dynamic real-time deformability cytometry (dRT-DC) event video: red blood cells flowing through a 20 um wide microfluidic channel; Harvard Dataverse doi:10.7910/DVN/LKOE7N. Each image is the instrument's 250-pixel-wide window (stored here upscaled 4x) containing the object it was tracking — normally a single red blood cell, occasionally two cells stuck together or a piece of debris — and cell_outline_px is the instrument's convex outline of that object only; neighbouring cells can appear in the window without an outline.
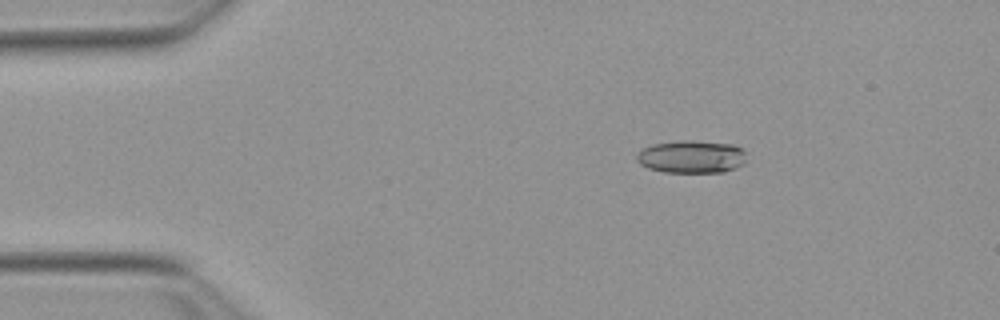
{"species": "Egyptian fruit bat (a non-hibernating species)", "species_latin": "Rousettus aegyptiacus", "temperature_condition": "warm", "stored_images_in_passage": 48, "camera_frame_rate_fps": 3000, "um_per_image_px": 0.085, "animal": {"sex": "female"}, "frame": {"image": 1, "passage_image": 3, "time_ms": 0.667, "image_size_px": [1000, 320], "cell_outline_px": [[744, 164], [736, 168], [724, 172], [664, 172], [648, 168], [640, 164], [636, 160], [636, 156], [644, 148], [652, 144], [680, 140], [692, 140], [732, 144], [740, 148], [744, 152]], "centroid_in_image_um": [58.77, 13.32], "position_along_channel_um": 26.2, "area_um2": 20.92}}
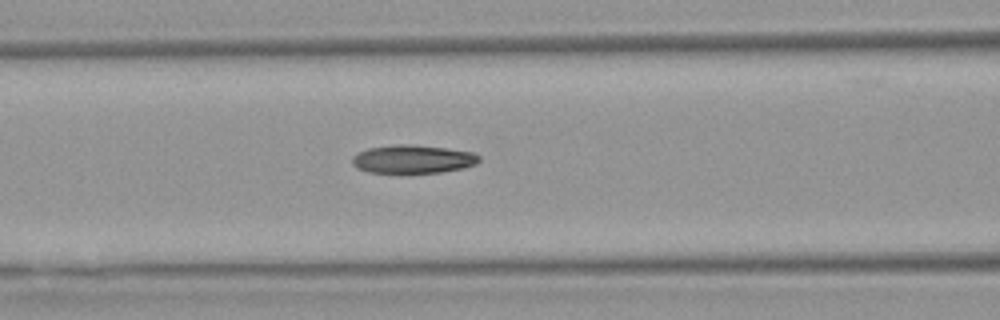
{"frame": {"image": 2, "passage_image": 16, "time_ms": 5.0, "image_size_px": [1000, 320], "cell_outline_px": [[480, 160], [476, 164], [464, 168], [440, 172], [408, 176], [368, 172], [356, 168], [352, 164], [352, 156], [356, 152], [368, 148], [396, 144], [412, 144], [448, 148], [476, 152], [480, 156]], "centroid_in_image_um": [35.07, 13.56], "position_along_channel_um": 131.5, "area_um2": 22.2}}
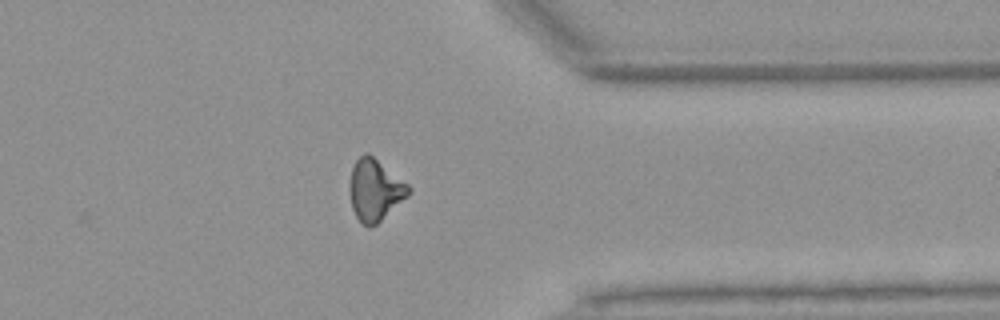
{"frame": {"image": 3, "passage_image": 36, "time_ms": 11.667, "image_size_px": [1000, 320], "cell_outline_px": [[412, 188], [408, 196], [376, 224], [368, 228], [360, 224], [352, 208], [348, 188], [348, 184], [352, 168], [356, 160], [364, 152], [368, 152], [408, 184]], "centroid_in_image_um": [31.84, 16.15], "position_along_channel_um": 379.6, "area_um2": 21.27}, "authors_computed_cell_mechanics": {"area_um2": 21.2126, "velocity_mm_per_s": 3.865, "shape_relaxation_time_tau1_ms": null, "shape_relaxation_time_tau2_ms": 5.3605, "deformation_change_tau1": null, "deformation_change_tau2": 0.1375}}